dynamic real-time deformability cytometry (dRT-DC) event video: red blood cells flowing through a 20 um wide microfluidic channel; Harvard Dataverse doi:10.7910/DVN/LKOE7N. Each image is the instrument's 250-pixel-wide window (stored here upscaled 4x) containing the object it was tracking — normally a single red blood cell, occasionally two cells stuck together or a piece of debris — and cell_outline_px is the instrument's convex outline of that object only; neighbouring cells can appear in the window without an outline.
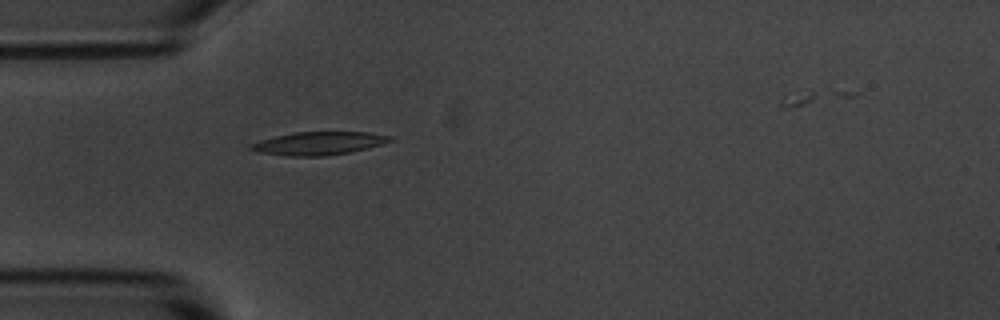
{"species": "common noctule bat (a hibernating species)", "species_latin": "Nyctalus noctula", "temperature_condition": "room temperature", "stored_images_in_passage": 1, "camera_frame_rate_fps": 3000, "um_per_image_px": 0.085, "animal": {"sex": "male", "body_mass_g": 20.1, "forearm_length_mm": 53.5}, "frame": {"image": 1, "passage_image": 1, "time_ms": 0.0, "image_size_px": [1000, 320], "cell_outline_px": [[392, 140], [368, 148], [348, 152], [324, 156], [288, 156], [260, 152], [248, 148], [248, 144], [260, 140], [276, 136], [296, 132], [368, 132], [388, 136]], "centroid_in_image_um": [27.02, 12.18], "position_along_channel_um": 58.0, "area_um2": 18.44}}